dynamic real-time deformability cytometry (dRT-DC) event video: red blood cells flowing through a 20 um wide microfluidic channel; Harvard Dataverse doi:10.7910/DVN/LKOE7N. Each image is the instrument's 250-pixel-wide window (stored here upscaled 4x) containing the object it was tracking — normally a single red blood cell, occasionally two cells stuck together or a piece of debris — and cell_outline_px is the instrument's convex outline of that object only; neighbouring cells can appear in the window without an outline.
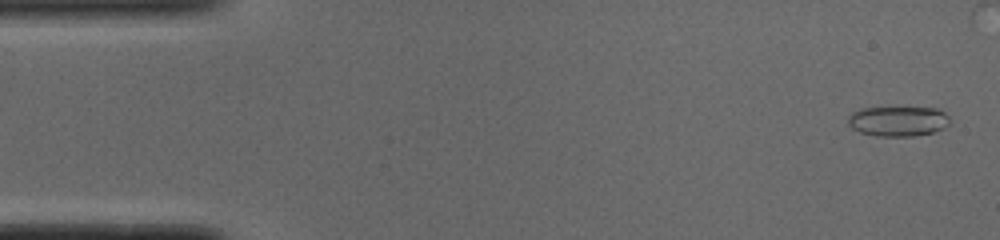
{"species": "common noctule bat (a hibernating species)", "species_latin": "Nyctalus noctula", "temperature_condition": "cold", "stored_images_in_passage": 22, "camera_frame_rate_fps": 3000, "um_per_image_px": 0.085, "animal": {"sex": "male", "body_mass_g": 19.0, "forearm_length_mm": 50.8}, "frame": {"image": 1, "passage_image": 2, "time_ms": 0.333, "image_size_px": [1000, 240], "cell_outline_px": [[948, 124], [944, 128], [932, 132], [912, 136], [876, 136], [860, 132], [852, 128], [848, 124], [848, 116], [852, 112], [860, 108], [940, 108], [948, 116]], "centroid_in_image_um": [76.31, 10.3], "position_along_channel_um": 8.7, "area_um2": 17.74}}
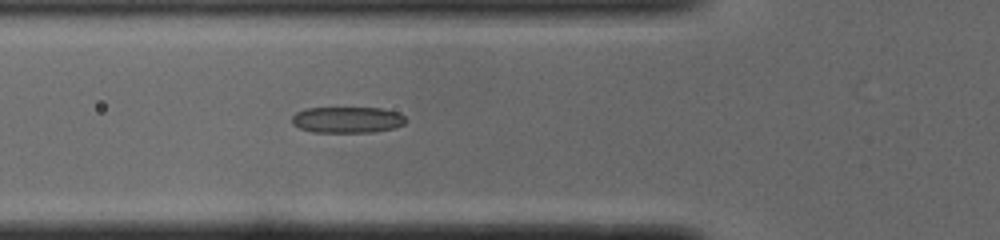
{"frame": {"image": 2, "passage_image": 18, "time_ms": 5.667, "image_size_px": [1000, 240], "cell_outline_px": [[408, 120], [404, 124], [392, 128], [372, 132], [312, 132], [300, 128], [292, 124], [292, 116], [296, 112], [308, 108], [380, 108], [400, 112]], "centroid_in_image_um": [29.53, 10.18], "position_along_channel_um": 96.3, "area_um2": 17.4}}
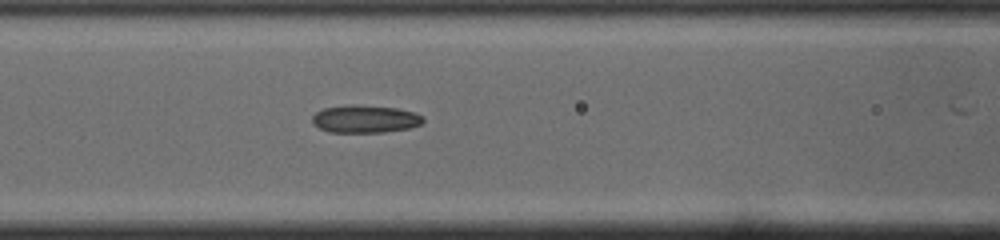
{"frame": {"image": 3, "passage_image": 21, "time_ms": 6.667, "image_size_px": [1000, 240], "cell_outline_px": [[424, 120], [420, 124], [408, 128], [384, 132], [328, 132], [312, 124], [312, 116], [316, 112], [324, 108], [396, 108], [416, 112], [424, 116]], "centroid_in_image_um": [31.07, 10.17], "position_along_channel_um": 135.5, "area_um2": 16.88}}